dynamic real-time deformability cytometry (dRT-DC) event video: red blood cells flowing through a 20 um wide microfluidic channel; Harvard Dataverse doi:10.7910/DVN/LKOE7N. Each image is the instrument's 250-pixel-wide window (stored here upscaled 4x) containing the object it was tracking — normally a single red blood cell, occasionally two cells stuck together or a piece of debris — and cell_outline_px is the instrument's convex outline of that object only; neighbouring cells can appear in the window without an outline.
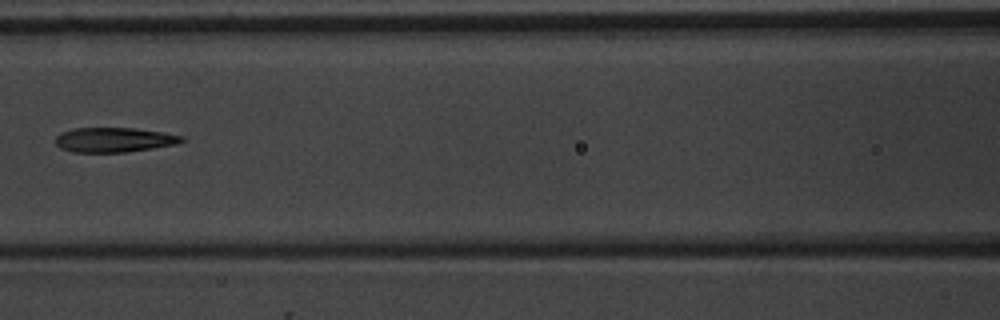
{"species": "common noctule bat (a hibernating species)", "species_latin": "Nyctalus noctula", "temperature_condition": "warm", "stored_images_in_passage": 4, "camera_frame_rate_fps": 3000, "um_per_image_px": 0.085, "animal": {"sex": "male", "body_mass_g": 20.1, "forearm_length_mm": 53.5}, "frame": {"image": 1, "passage_image": 3, "time_ms": 2.333, "image_size_px": [1000, 320], "cell_outline_px": [[184, 140], [176, 144], [152, 148], [124, 152], [72, 152], [60, 148], [56, 144], [56, 136], [60, 132], [76, 128], [136, 128], [164, 132], [184, 136]], "centroid_in_image_um": [9.69, 11.88], "position_along_channel_um": 156.9, "area_um2": 18.15}}
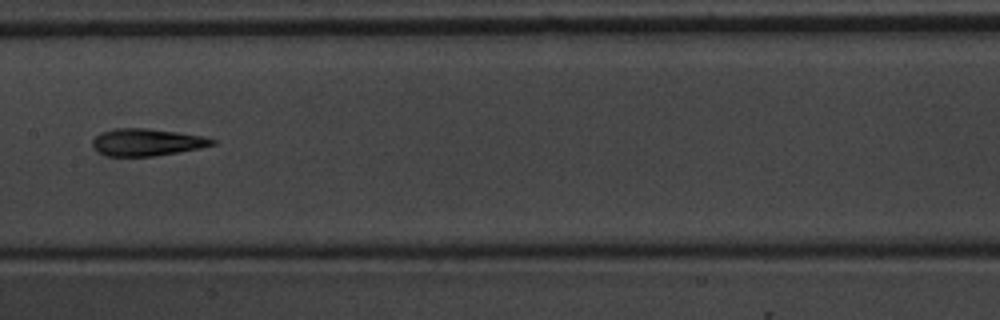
{"frame": {"image": 2, "passage_image": 4, "time_ms": 3.333, "image_size_px": [1000, 320], "cell_outline_px": [[216, 144], [200, 148], [156, 156], [104, 156], [96, 152], [92, 148], [92, 140], [100, 132], [116, 128], [144, 128], [176, 132], [204, 136], [216, 140]], "centroid_in_image_um": [12.44, 12.1], "position_along_channel_um": 195.0, "area_um2": 19.13}}